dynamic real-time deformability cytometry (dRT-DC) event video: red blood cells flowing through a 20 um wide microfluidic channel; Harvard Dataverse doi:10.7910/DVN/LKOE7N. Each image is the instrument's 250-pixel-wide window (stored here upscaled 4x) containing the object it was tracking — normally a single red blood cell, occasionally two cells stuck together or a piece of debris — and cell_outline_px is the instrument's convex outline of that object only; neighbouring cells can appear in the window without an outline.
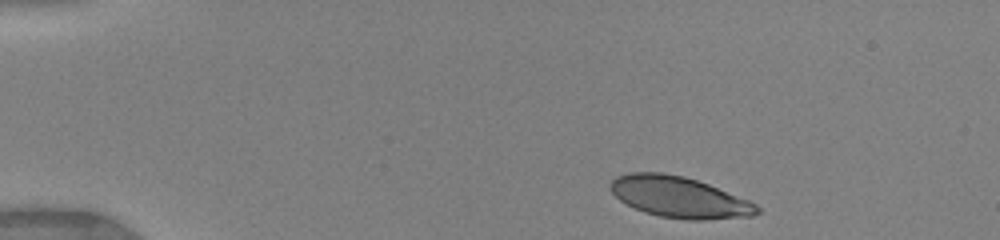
{"species": "human", "species_latin": "Homo sapiens", "temperature_condition": "warm", "stored_images_in_passage": 17, "camera_frame_rate_fps": 3000, "um_per_image_px": 0.085, "donor": {"sex": "female"}, "frame": {"image": 1, "passage_image": 1, "time_ms": 0.0, "image_size_px": [1000, 240], "cell_outline_px": [[760, 212], [752, 216], [704, 220], [688, 220], [660, 216], [644, 212], [620, 200], [608, 188], [608, 184], [616, 176], [628, 172], [660, 172], [684, 176], [708, 184], [748, 200], [756, 204], [760, 208]], "centroid_in_image_um": [57.71, 16.75], "position_along_channel_um": 27.3, "area_um2": 35.03}}